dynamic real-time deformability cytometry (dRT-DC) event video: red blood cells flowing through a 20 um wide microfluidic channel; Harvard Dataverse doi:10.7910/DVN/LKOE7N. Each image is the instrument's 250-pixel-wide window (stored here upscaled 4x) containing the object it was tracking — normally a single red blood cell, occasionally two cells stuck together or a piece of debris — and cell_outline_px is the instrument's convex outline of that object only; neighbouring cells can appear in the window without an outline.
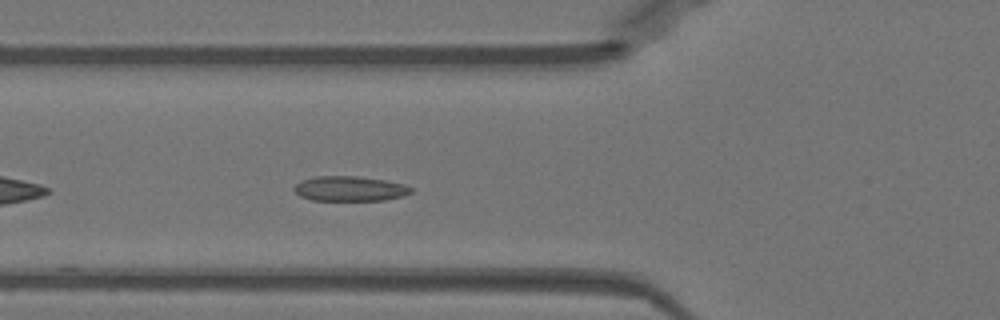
{"species": "Egyptian fruit bat (a non-hibernating species)", "species_latin": "Rousettus aegyptiacus", "temperature_condition": "warm", "stored_images_in_passage": 39, "camera_frame_rate_fps": 3000, "um_per_image_px": 0.085, "animal": {"sex": "female"}, "frame": {"image": 1, "passage_image": 6, "time_ms": 1.667, "image_size_px": [1000, 320], "cell_outline_px": [[412, 192], [404, 196], [384, 200], [312, 200], [300, 196], [292, 188], [300, 180], [316, 176], [356, 176], [384, 180], [404, 184], [412, 188]], "centroid_in_image_um": [29.72, 16.03], "position_along_channel_um": 96.1, "area_um2": 16.99}}
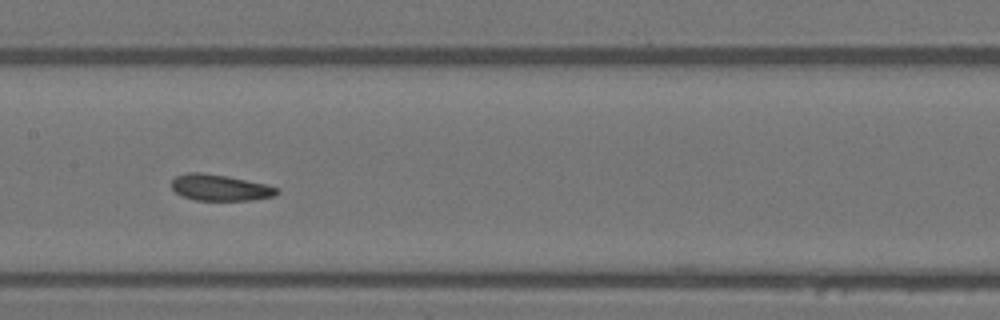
{"frame": {"image": 2, "passage_image": 13, "time_ms": 4.0, "image_size_px": [1000, 320], "cell_outline_px": [[280, 192], [272, 196], [252, 200], [196, 200], [184, 196], [176, 192], [172, 188], [172, 180], [176, 176], [188, 172], [200, 172], [224, 176], [264, 184], [280, 188]], "centroid_in_image_um": [18.7, 15.95], "position_along_channel_um": 188.7, "area_um2": 15.78}}
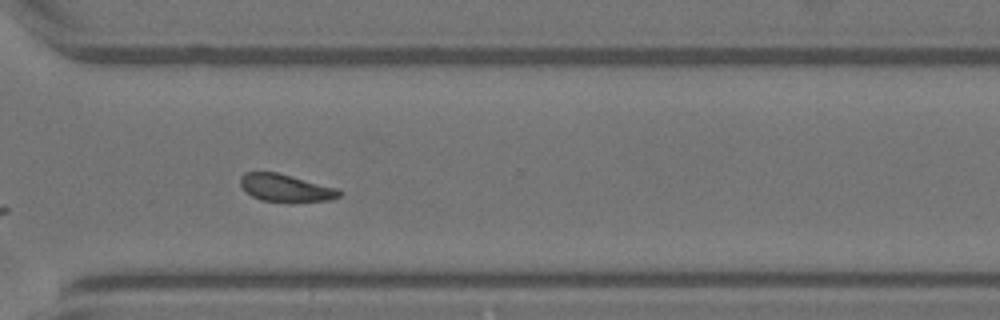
{"frame": {"image": 3, "passage_image": 25, "time_ms": 8.0, "image_size_px": [1000, 320], "cell_outline_px": [[344, 192], [340, 196], [332, 200], [288, 204], [260, 200], [252, 196], [240, 184], [240, 176], [244, 172], [276, 172], [336, 188]], "centroid_in_image_um": [24.31, 16.02], "position_along_channel_um": 346.3, "area_um2": 16.24}, "authors_computed_cell_mechanics": {"area_um2": 16.2418, "velocity_mm_per_s": 3.9472, "shape_relaxation_time_tau1_ms": 6.9736, "shape_relaxation_time_tau2_ms": 2.707, "deformation_change_tau1": 0.1117, "deformation_change_tau2": 0.0683}}